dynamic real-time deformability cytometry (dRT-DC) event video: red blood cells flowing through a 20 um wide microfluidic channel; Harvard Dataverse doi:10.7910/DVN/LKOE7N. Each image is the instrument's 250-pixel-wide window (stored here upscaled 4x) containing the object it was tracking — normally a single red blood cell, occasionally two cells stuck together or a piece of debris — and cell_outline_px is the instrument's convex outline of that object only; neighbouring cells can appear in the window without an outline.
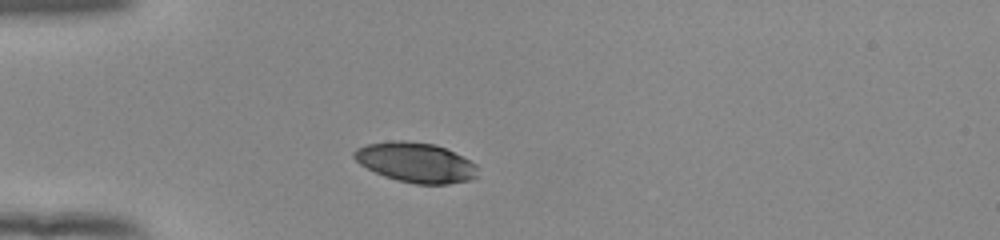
{"species": "human", "species_latin": "Homo sapiens", "temperature_condition": "room temperature", "stored_images_in_passage": 39, "camera_frame_rate_fps": 3000, "um_per_image_px": 0.085, "donor": {"sex": "female"}, "frame": {"image": 1, "passage_image": 1, "time_ms": 0.0, "image_size_px": [1000, 240], "cell_outline_px": [[476, 176], [472, 180], [448, 184], [416, 184], [384, 176], [360, 164], [352, 156], [352, 152], [356, 148], [368, 144], [392, 140], [404, 140], [436, 144], [476, 164]], "centroid_in_image_um": [35.31, 13.8], "position_along_channel_um": 49.7, "area_um2": 28.5}}
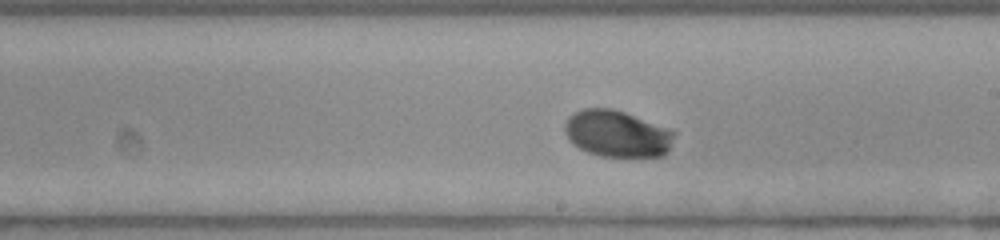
{"frame": {"image": 2, "passage_image": 17, "time_ms": 5.333, "image_size_px": [1000, 240], "cell_outline_px": [[676, 132], [668, 152], [664, 156], [600, 156], [588, 152], [572, 144], [568, 140], [564, 132], [564, 124], [568, 116], [584, 108], [612, 108], [672, 128]], "centroid_in_image_um": [52.46, 11.36], "position_along_channel_um": 236.5, "area_um2": 30.11}}
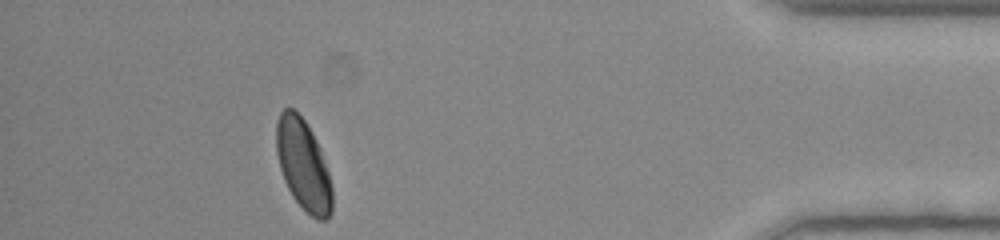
{"frame": {"image": 3, "passage_image": 34, "time_ms": 11.0, "image_size_px": [1000, 240], "cell_outline_px": [[332, 212], [328, 220], [316, 220], [292, 196], [284, 180], [280, 168], [276, 152], [276, 120], [280, 112], [284, 108], [292, 108], [304, 120], [316, 140], [328, 172], [332, 188]], "centroid_in_image_um": [25.77, 14.03], "position_along_channel_um": 409.4, "area_um2": 29.25}, "authors_computed_cell_mechanics": {"area_um2": 29.5358, "velocity_mm_per_s": 3.8853, "shape_relaxation_time_tau1_ms": 2.1167, "shape_relaxation_time_tau2_ms": null, "deformation_change_tau1": 0.1054, "deformation_change_tau2": null}}